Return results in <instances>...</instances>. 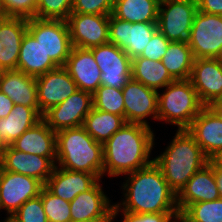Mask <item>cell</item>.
<instances>
[{
  "mask_svg": "<svg viewBox=\"0 0 222 222\" xmlns=\"http://www.w3.org/2000/svg\"><path fill=\"white\" fill-rule=\"evenodd\" d=\"M126 175L129 177L122 186L126 190L125 200L114 204L113 219L119 211L134 214L179 213L177 194L169 187L160 167L154 161Z\"/></svg>",
  "mask_w": 222,
  "mask_h": 222,
  "instance_id": "cell-1",
  "label": "cell"
},
{
  "mask_svg": "<svg viewBox=\"0 0 222 222\" xmlns=\"http://www.w3.org/2000/svg\"><path fill=\"white\" fill-rule=\"evenodd\" d=\"M154 139L150 126L126 122L103 144V174L123 176L151 164Z\"/></svg>",
  "mask_w": 222,
  "mask_h": 222,
  "instance_id": "cell-2",
  "label": "cell"
},
{
  "mask_svg": "<svg viewBox=\"0 0 222 222\" xmlns=\"http://www.w3.org/2000/svg\"><path fill=\"white\" fill-rule=\"evenodd\" d=\"M209 159L187 130H177L170 145L154 162L160 167L169 187L178 194L189 179Z\"/></svg>",
  "mask_w": 222,
  "mask_h": 222,
  "instance_id": "cell-3",
  "label": "cell"
},
{
  "mask_svg": "<svg viewBox=\"0 0 222 222\" xmlns=\"http://www.w3.org/2000/svg\"><path fill=\"white\" fill-rule=\"evenodd\" d=\"M56 162L70 171L103 177V144L96 142L81 127L65 128L56 132Z\"/></svg>",
  "mask_w": 222,
  "mask_h": 222,
  "instance_id": "cell-4",
  "label": "cell"
},
{
  "mask_svg": "<svg viewBox=\"0 0 222 222\" xmlns=\"http://www.w3.org/2000/svg\"><path fill=\"white\" fill-rule=\"evenodd\" d=\"M158 92V120L186 130L205 105L200 101L190 79L174 80Z\"/></svg>",
  "mask_w": 222,
  "mask_h": 222,
  "instance_id": "cell-5",
  "label": "cell"
},
{
  "mask_svg": "<svg viewBox=\"0 0 222 222\" xmlns=\"http://www.w3.org/2000/svg\"><path fill=\"white\" fill-rule=\"evenodd\" d=\"M27 31L57 66H65L73 48L66 20L30 18Z\"/></svg>",
  "mask_w": 222,
  "mask_h": 222,
  "instance_id": "cell-6",
  "label": "cell"
},
{
  "mask_svg": "<svg viewBox=\"0 0 222 222\" xmlns=\"http://www.w3.org/2000/svg\"><path fill=\"white\" fill-rule=\"evenodd\" d=\"M197 11V0H161L157 29L170 42H187Z\"/></svg>",
  "mask_w": 222,
  "mask_h": 222,
  "instance_id": "cell-7",
  "label": "cell"
},
{
  "mask_svg": "<svg viewBox=\"0 0 222 222\" xmlns=\"http://www.w3.org/2000/svg\"><path fill=\"white\" fill-rule=\"evenodd\" d=\"M90 50L101 71V85L122 90L132 78V59L110 42Z\"/></svg>",
  "mask_w": 222,
  "mask_h": 222,
  "instance_id": "cell-8",
  "label": "cell"
},
{
  "mask_svg": "<svg viewBox=\"0 0 222 222\" xmlns=\"http://www.w3.org/2000/svg\"><path fill=\"white\" fill-rule=\"evenodd\" d=\"M194 58H215L222 46V15L197 11L187 40Z\"/></svg>",
  "mask_w": 222,
  "mask_h": 222,
  "instance_id": "cell-9",
  "label": "cell"
},
{
  "mask_svg": "<svg viewBox=\"0 0 222 222\" xmlns=\"http://www.w3.org/2000/svg\"><path fill=\"white\" fill-rule=\"evenodd\" d=\"M93 108V94L77 90L65 101L50 108L42 119L55 132L65 128L81 127Z\"/></svg>",
  "mask_w": 222,
  "mask_h": 222,
  "instance_id": "cell-10",
  "label": "cell"
},
{
  "mask_svg": "<svg viewBox=\"0 0 222 222\" xmlns=\"http://www.w3.org/2000/svg\"><path fill=\"white\" fill-rule=\"evenodd\" d=\"M157 30V23H130L112 14L109 20V42L133 59L140 56Z\"/></svg>",
  "mask_w": 222,
  "mask_h": 222,
  "instance_id": "cell-11",
  "label": "cell"
},
{
  "mask_svg": "<svg viewBox=\"0 0 222 222\" xmlns=\"http://www.w3.org/2000/svg\"><path fill=\"white\" fill-rule=\"evenodd\" d=\"M44 185L37 179L0 167V209L12 216L26 201L40 195Z\"/></svg>",
  "mask_w": 222,
  "mask_h": 222,
  "instance_id": "cell-12",
  "label": "cell"
},
{
  "mask_svg": "<svg viewBox=\"0 0 222 222\" xmlns=\"http://www.w3.org/2000/svg\"><path fill=\"white\" fill-rule=\"evenodd\" d=\"M110 15L70 14L68 23L74 47L90 49L109 42Z\"/></svg>",
  "mask_w": 222,
  "mask_h": 222,
  "instance_id": "cell-13",
  "label": "cell"
},
{
  "mask_svg": "<svg viewBox=\"0 0 222 222\" xmlns=\"http://www.w3.org/2000/svg\"><path fill=\"white\" fill-rule=\"evenodd\" d=\"M39 112L43 115L50 108L59 105L78 88L64 66L36 77Z\"/></svg>",
  "mask_w": 222,
  "mask_h": 222,
  "instance_id": "cell-14",
  "label": "cell"
},
{
  "mask_svg": "<svg viewBox=\"0 0 222 222\" xmlns=\"http://www.w3.org/2000/svg\"><path fill=\"white\" fill-rule=\"evenodd\" d=\"M125 106V120L127 123H137L145 126L144 120L148 116L158 120V91L146 87L132 78L122 89Z\"/></svg>",
  "mask_w": 222,
  "mask_h": 222,
  "instance_id": "cell-15",
  "label": "cell"
},
{
  "mask_svg": "<svg viewBox=\"0 0 222 222\" xmlns=\"http://www.w3.org/2000/svg\"><path fill=\"white\" fill-rule=\"evenodd\" d=\"M55 165L56 157L25 153L6 145L0 167L6 171L33 177L45 185Z\"/></svg>",
  "mask_w": 222,
  "mask_h": 222,
  "instance_id": "cell-16",
  "label": "cell"
},
{
  "mask_svg": "<svg viewBox=\"0 0 222 222\" xmlns=\"http://www.w3.org/2000/svg\"><path fill=\"white\" fill-rule=\"evenodd\" d=\"M100 179L70 201L71 221H113V207L104 194Z\"/></svg>",
  "mask_w": 222,
  "mask_h": 222,
  "instance_id": "cell-17",
  "label": "cell"
},
{
  "mask_svg": "<svg viewBox=\"0 0 222 222\" xmlns=\"http://www.w3.org/2000/svg\"><path fill=\"white\" fill-rule=\"evenodd\" d=\"M209 160L222 152V120L207 106L186 129Z\"/></svg>",
  "mask_w": 222,
  "mask_h": 222,
  "instance_id": "cell-18",
  "label": "cell"
},
{
  "mask_svg": "<svg viewBox=\"0 0 222 222\" xmlns=\"http://www.w3.org/2000/svg\"><path fill=\"white\" fill-rule=\"evenodd\" d=\"M190 80L205 106L222 98V64L215 58L195 59Z\"/></svg>",
  "mask_w": 222,
  "mask_h": 222,
  "instance_id": "cell-19",
  "label": "cell"
},
{
  "mask_svg": "<svg viewBox=\"0 0 222 222\" xmlns=\"http://www.w3.org/2000/svg\"><path fill=\"white\" fill-rule=\"evenodd\" d=\"M64 67L79 90L93 94L101 86V71L90 49L73 46Z\"/></svg>",
  "mask_w": 222,
  "mask_h": 222,
  "instance_id": "cell-20",
  "label": "cell"
},
{
  "mask_svg": "<svg viewBox=\"0 0 222 222\" xmlns=\"http://www.w3.org/2000/svg\"><path fill=\"white\" fill-rule=\"evenodd\" d=\"M98 180L94 174L58 168L56 164L44 187L56 197L70 202L81 192L89 190Z\"/></svg>",
  "mask_w": 222,
  "mask_h": 222,
  "instance_id": "cell-21",
  "label": "cell"
},
{
  "mask_svg": "<svg viewBox=\"0 0 222 222\" xmlns=\"http://www.w3.org/2000/svg\"><path fill=\"white\" fill-rule=\"evenodd\" d=\"M219 198L213 167L208 163L197 171L177 194V207L181 214L190 204Z\"/></svg>",
  "mask_w": 222,
  "mask_h": 222,
  "instance_id": "cell-22",
  "label": "cell"
},
{
  "mask_svg": "<svg viewBox=\"0 0 222 222\" xmlns=\"http://www.w3.org/2000/svg\"><path fill=\"white\" fill-rule=\"evenodd\" d=\"M27 23L28 19L21 17H4L0 21V65L4 71L17 69Z\"/></svg>",
  "mask_w": 222,
  "mask_h": 222,
  "instance_id": "cell-23",
  "label": "cell"
},
{
  "mask_svg": "<svg viewBox=\"0 0 222 222\" xmlns=\"http://www.w3.org/2000/svg\"><path fill=\"white\" fill-rule=\"evenodd\" d=\"M0 91L14 104L39 107L36 78L18 69L4 71L0 77Z\"/></svg>",
  "mask_w": 222,
  "mask_h": 222,
  "instance_id": "cell-24",
  "label": "cell"
},
{
  "mask_svg": "<svg viewBox=\"0 0 222 222\" xmlns=\"http://www.w3.org/2000/svg\"><path fill=\"white\" fill-rule=\"evenodd\" d=\"M10 145L21 152L56 157V132L41 119Z\"/></svg>",
  "mask_w": 222,
  "mask_h": 222,
  "instance_id": "cell-25",
  "label": "cell"
},
{
  "mask_svg": "<svg viewBox=\"0 0 222 222\" xmlns=\"http://www.w3.org/2000/svg\"><path fill=\"white\" fill-rule=\"evenodd\" d=\"M57 67L41 44L27 31L21 42L17 69L36 78Z\"/></svg>",
  "mask_w": 222,
  "mask_h": 222,
  "instance_id": "cell-26",
  "label": "cell"
},
{
  "mask_svg": "<svg viewBox=\"0 0 222 222\" xmlns=\"http://www.w3.org/2000/svg\"><path fill=\"white\" fill-rule=\"evenodd\" d=\"M41 119L39 107L14 104L9 115L0 118V140L5 145H10Z\"/></svg>",
  "mask_w": 222,
  "mask_h": 222,
  "instance_id": "cell-27",
  "label": "cell"
},
{
  "mask_svg": "<svg viewBox=\"0 0 222 222\" xmlns=\"http://www.w3.org/2000/svg\"><path fill=\"white\" fill-rule=\"evenodd\" d=\"M161 0H115L112 15L130 23H157Z\"/></svg>",
  "mask_w": 222,
  "mask_h": 222,
  "instance_id": "cell-28",
  "label": "cell"
},
{
  "mask_svg": "<svg viewBox=\"0 0 222 222\" xmlns=\"http://www.w3.org/2000/svg\"><path fill=\"white\" fill-rule=\"evenodd\" d=\"M131 77L157 91L174 81L162 61L149 60L140 56L132 59Z\"/></svg>",
  "mask_w": 222,
  "mask_h": 222,
  "instance_id": "cell-29",
  "label": "cell"
},
{
  "mask_svg": "<svg viewBox=\"0 0 222 222\" xmlns=\"http://www.w3.org/2000/svg\"><path fill=\"white\" fill-rule=\"evenodd\" d=\"M194 60L193 52L187 42H170L161 59L174 80L190 79Z\"/></svg>",
  "mask_w": 222,
  "mask_h": 222,
  "instance_id": "cell-30",
  "label": "cell"
},
{
  "mask_svg": "<svg viewBox=\"0 0 222 222\" xmlns=\"http://www.w3.org/2000/svg\"><path fill=\"white\" fill-rule=\"evenodd\" d=\"M125 123L123 116L92 108L85 117L83 127L96 142L104 144Z\"/></svg>",
  "mask_w": 222,
  "mask_h": 222,
  "instance_id": "cell-31",
  "label": "cell"
},
{
  "mask_svg": "<svg viewBox=\"0 0 222 222\" xmlns=\"http://www.w3.org/2000/svg\"><path fill=\"white\" fill-rule=\"evenodd\" d=\"M179 222H222V199L190 204L180 214Z\"/></svg>",
  "mask_w": 222,
  "mask_h": 222,
  "instance_id": "cell-32",
  "label": "cell"
},
{
  "mask_svg": "<svg viewBox=\"0 0 222 222\" xmlns=\"http://www.w3.org/2000/svg\"><path fill=\"white\" fill-rule=\"evenodd\" d=\"M93 108L125 118L123 91L101 85L93 93Z\"/></svg>",
  "mask_w": 222,
  "mask_h": 222,
  "instance_id": "cell-33",
  "label": "cell"
},
{
  "mask_svg": "<svg viewBox=\"0 0 222 222\" xmlns=\"http://www.w3.org/2000/svg\"><path fill=\"white\" fill-rule=\"evenodd\" d=\"M43 208L48 222H70V202L56 197L45 187L41 189L40 195Z\"/></svg>",
  "mask_w": 222,
  "mask_h": 222,
  "instance_id": "cell-34",
  "label": "cell"
},
{
  "mask_svg": "<svg viewBox=\"0 0 222 222\" xmlns=\"http://www.w3.org/2000/svg\"><path fill=\"white\" fill-rule=\"evenodd\" d=\"M72 12V0H37L35 18L67 20Z\"/></svg>",
  "mask_w": 222,
  "mask_h": 222,
  "instance_id": "cell-35",
  "label": "cell"
},
{
  "mask_svg": "<svg viewBox=\"0 0 222 222\" xmlns=\"http://www.w3.org/2000/svg\"><path fill=\"white\" fill-rule=\"evenodd\" d=\"M11 217L17 222H48L40 196L26 201Z\"/></svg>",
  "mask_w": 222,
  "mask_h": 222,
  "instance_id": "cell-36",
  "label": "cell"
},
{
  "mask_svg": "<svg viewBox=\"0 0 222 222\" xmlns=\"http://www.w3.org/2000/svg\"><path fill=\"white\" fill-rule=\"evenodd\" d=\"M115 0H72L71 14L111 15Z\"/></svg>",
  "mask_w": 222,
  "mask_h": 222,
  "instance_id": "cell-37",
  "label": "cell"
},
{
  "mask_svg": "<svg viewBox=\"0 0 222 222\" xmlns=\"http://www.w3.org/2000/svg\"><path fill=\"white\" fill-rule=\"evenodd\" d=\"M6 17L35 18L37 0H2Z\"/></svg>",
  "mask_w": 222,
  "mask_h": 222,
  "instance_id": "cell-38",
  "label": "cell"
},
{
  "mask_svg": "<svg viewBox=\"0 0 222 222\" xmlns=\"http://www.w3.org/2000/svg\"><path fill=\"white\" fill-rule=\"evenodd\" d=\"M169 43L170 41L157 29L140 57H145L154 61H161L166 53Z\"/></svg>",
  "mask_w": 222,
  "mask_h": 222,
  "instance_id": "cell-39",
  "label": "cell"
},
{
  "mask_svg": "<svg viewBox=\"0 0 222 222\" xmlns=\"http://www.w3.org/2000/svg\"><path fill=\"white\" fill-rule=\"evenodd\" d=\"M123 214V222H178L180 213H142L134 214L121 211Z\"/></svg>",
  "mask_w": 222,
  "mask_h": 222,
  "instance_id": "cell-40",
  "label": "cell"
},
{
  "mask_svg": "<svg viewBox=\"0 0 222 222\" xmlns=\"http://www.w3.org/2000/svg\"><path fill=\"white\" fill-rule=\"evenodd\" d=\"M198 10L207 14L222 15V0H197Z\"/></svg>",
  "mask_w": 222,
  "mask_h": 222,
  "instance_id": "cell-41",
  "label": "cell"
},
{
  "mask_svg": "<svg viewBox=\"0 0 222 222\" xmlns=\"http://www.w3.org/2000/svg\"><path fill=\"white\" fill-rule=\"evenodd\" d=\"M14 102L0 91V118L7 117L12 111Z\"/></svg>",
  "mask_w": 222,
  "mask_h": 222,
  "instance_id": "cell-42",
  "label": "cell"
},
{
  "mask_svg": "<svg viewBox=\"0 0 222 222\" xmlns=\"http://www.w3.org/2000/svg\"><path fill=\"white\" fill-rule=\"evenodd\" d=\"M208 163L213 167L214 178L217 184L220 198L222 199V167L214 160H209Z\"/></svg>",
  "mask_w": 222,
  "mask_h": 222,
  "instance_id": "cell-43",
  "label": "cell"
},
{
  "mask_svg": "<svg viewBox=\"0 0 222 222\" xmlns=\"http://www.w3.org/2000/svg\"><path fill=\"white\" fill-rule=\"evenodd\" d=\"M207 107L222 120V99H217L210 102Z\"/></svg>",
  "mask_w": 222,
  "mask_h": 222,
  "instance_id": "cell-44",
  "label": "cell"
},
{
  "mask_svg": "<svg viewBox=\"0 0 222 222\" xmlns=\"http://www.w3.org/2000/svg\"><path fill=\"white\" fill-rule=\"evenodd\" d=\"M5 144L0 140V164L3 158V153H4V149H5Z\"/></svg>",
  "mask_w": 222,
  "mask_h": 222,
  "instance_id": "cell-45",
  "label": "cell"
},
{
  "mask_svg": "<svg viewBox=\"0 0 222 222\" xmlns=\"http://www.w3.org/2000/svg\"><path fill=\"white\" fill-rule=\"evenodd\" d=\"M218 165L222 167V152L213 159Z\"/></svg>",
  "mask_w": 222,
  "mask_h": 222,
  "instance_id": "cell-46",
  "label": "cell"
},
{
  "mask_svg": "<svg viewBox=\"0 0 222 222\" xmlns=\"http://www.w3.org/2000/svg\"><path fill=\"white\" fill-rule=\"evenodd\" d=\"M215 59L222 64V46L220 47Z\"/></svg>",
  "mask_w": 222,
  "mask_h": 222,
  "instance_id": "cell-47",
  "label": "cell"
},
{
  "mask_svg": "<svg viewBox=\"0 0 222 222\" xmlns=\"http://www.w3.org/2000/svg\"><path fill=\"white\" fill-rule=\"evenodd\" d=\"M0 17H6L3 6H2V0H0Z\"/></svg>",
  "mask_w": 222,
  "mask_h": 222,
  "instance_id": "cell-48",
  "label": "cell"
},
{
  "mask_svg": "<svg viewBox=\"0 0 222 222\" xmlns=\"http://www.w3.org/2000/svg\"><path fill=\"white\" fill-rule=\"evenodd\" d=\"M3 222H17V221L13 219L11 216H8Z\"/></svg>",
  "mask_w": 222,
  "mask_h": 222,
  "instance_id": "cell-49",
  "label": "cell"
},
{
  "mask_svg": "<svg viewBox=\"0 0 222 222\" xmlns=\"http://www.w3.org/2000/svg\"><path fill=\"white\" fill-rule=\"evenodd\" d=\"M70 222H112V221H70Z\"/></svg>",
  "mask_w": 222,
  "mask_h": 222,
  "instance_id": "cell-50",
  "label": "cell"
},
{
  "mask_svg": "<svg viewBox=\"0 0 222 222\" xmlns=\"http://www.w3.org/2000/svg\"><path fill=\"white\" fill-rule=\"evenodd\" d=\"M3 73H4V69L0 65V77L2 76Z\"/></svg>",
  "mask_w": 222,
  "mask_h": 222,
  "instance_id": "cell-51",
  "label": "cell"
}]
</instances>
